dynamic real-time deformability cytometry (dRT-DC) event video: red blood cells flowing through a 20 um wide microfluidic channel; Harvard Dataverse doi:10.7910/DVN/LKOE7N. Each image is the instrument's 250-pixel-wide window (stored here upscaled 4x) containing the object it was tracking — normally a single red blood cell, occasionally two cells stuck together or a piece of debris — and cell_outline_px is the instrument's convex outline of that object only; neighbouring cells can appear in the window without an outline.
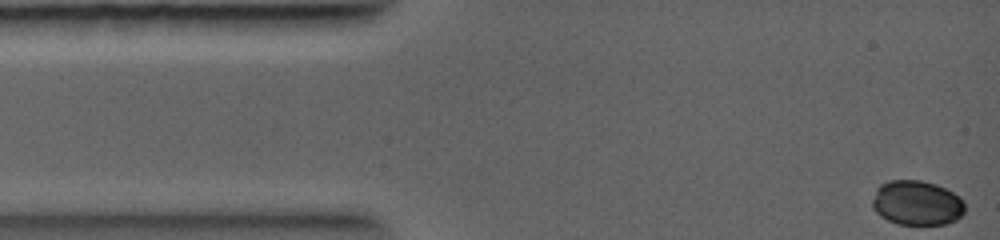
{"species": "common noctule bat (a hibernating species)", "species_latin": "Nyctalus noctula", "temperature_condition": "warm", "stored_images_in_passage": 45, "camera_frame_rate_fps": 5000, "um_per_image_px": 0.085, "animal": {"sex": "female", "body_mass_g": 19.0, "forearm_length_mm": 56.7}, "frame": {"image": 1, "passage_image": 1, "time_ms": 0.0, "image_size_px": [1000, 240], "cell_outline_px": [[964, 212], [956, 220], [944, 224], [896, 224], [880, 216], [872, 208], [872, 200], [876, 188], [880, 184], [888, 180], [920, 180], [936, 184], [960, 196], [964, 200]], "centroid_in_image_um": [77.91, 17.24], "position_along_channel_um": 7.1, "area_um2": 24.28}}
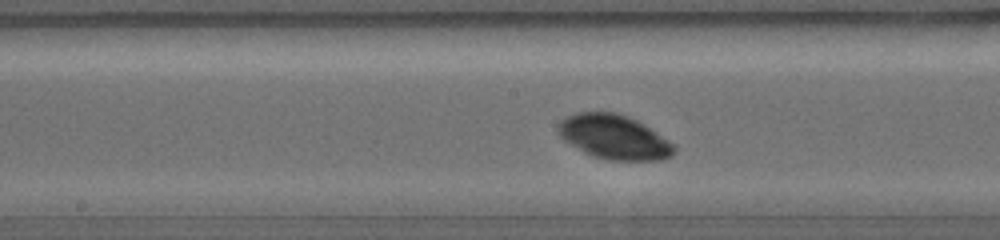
{"frame": {"image": 2, "passage_image": 25, "time_ms": 4.4, "image_size_px": [1000, 240], "cell_outline_px": [[676, 152], [672, 156], [660, 160], [608, 160], [592, 156], [584, 152], [564, 140], [560, 136], [556, 128], [560, 120], [576, 112], [616, 112], [628, 116], [644, 124], [668, 140], [676, 148]], "centroid_in_image_um": [52.19, 11.64], "position_along_channel_um": 196.0, "area_um2": 30.0}}
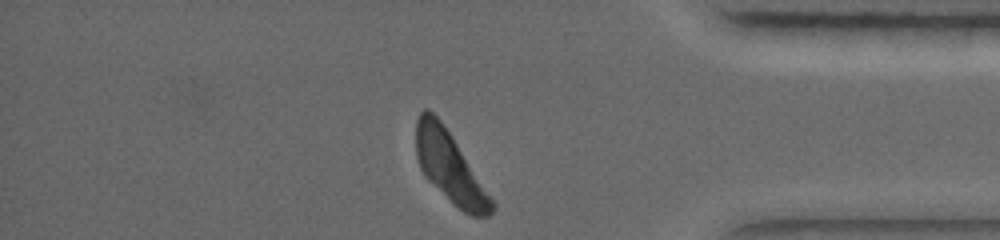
{"frame": {"image": 3, "passage_image": 45, "time_ms": 8.0, "image_size_px": [1000, 240], "cell_outline_px": [[496, 208], [488, 216], [472, 216], [464, 212], [428, 180], [424, 176], [420, 168], [416, 156], [416, 120], [420, 112], [424, 108], [428, 108], [440, 120], [452, 136], [496, 204]], "centroid_in_image_um": [38.22, 14.19], "position_along_channel_um": 397.0, "area_um2": 30.69}}